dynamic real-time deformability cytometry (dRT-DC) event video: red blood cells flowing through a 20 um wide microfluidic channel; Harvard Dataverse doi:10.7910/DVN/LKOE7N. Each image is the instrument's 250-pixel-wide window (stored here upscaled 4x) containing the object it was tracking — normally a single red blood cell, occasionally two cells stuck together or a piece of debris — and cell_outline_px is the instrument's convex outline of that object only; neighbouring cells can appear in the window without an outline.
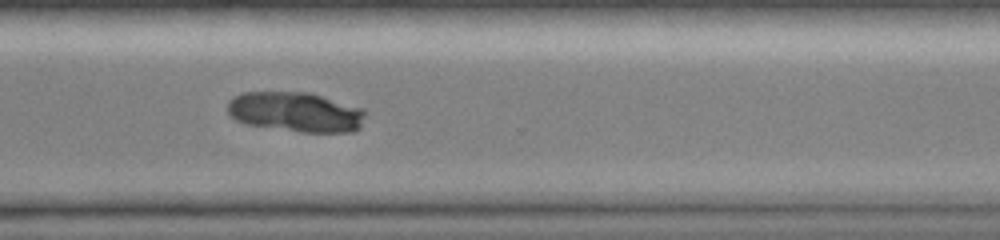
{"species": "common noctule bat (a hibernating species)", "species_latin": "Nyctalus noctula", "temperature_condition": "room temperature", "stored_images_in_passage": 46, "camera_frame_rate_fps": 3000, "um_per_image_px": 0.085, "animal": {"sex": "female", "body_mass_g": 19.0, "forearm_length_mm": 51.5}, "frame": {"image": 1, "passage_image": 34, "time_ms": 11.0, "image_size_px": [1000, 240], "cell_outline_px": [[364, 116], [360, 128], [352, 132], [300, 132], [248, 124], [236, 120], [228, 112], [228, 100], [244, 92], [312, 92], [364, 108]], "centroid_in_image_um": [25.17, 9.51], "position_along_channel_um": 345.4, "area_um2": 32.14}}
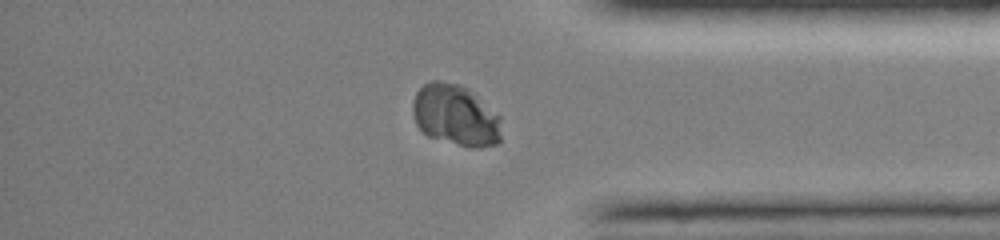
{"frame": {"image": 2, "passage_image": 38, "time_ms": 12.333, "image_size_px": [1000, 240], "cell_outline_px": [[500, 140], [496, 144], [480, 148], [472, 148], [428, 136], [416, 124], [412, 112], [412, 104], [416, 92], [424, 84], [432, 80], [440, 80], [460, 84], [468, 88], [500, 116]], "centroid_in_image_um": [38.71, 9.78], "position_along_channel_um": 396.5, "area_um2": 31.67}}
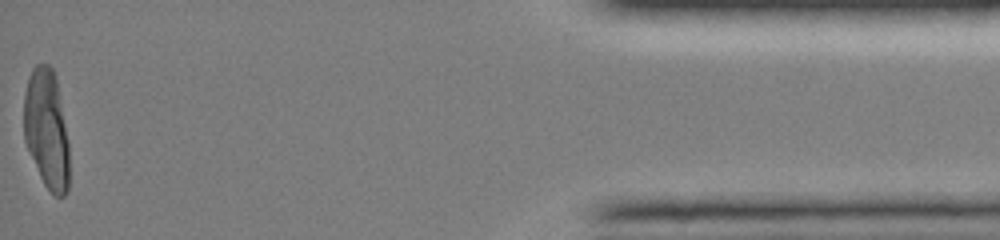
{"frame": {"image": 3, "passage_image": 46, "time_ms": 15.0, "image_size_px": [1000, 240], "cell_outline_px": [[68, 188], [64, 196], [52, 196], [44, 184], [40, 176], [24, 140], [24, 92], [28, 76], [32, 68], [36, 64], [48, 64], [52, 68], [56, 76], [68, 140]], "centroid_in_image_um": [3.95, 10.96], "position_along_channel_um": 431.3, "area_um2": 31.67}}